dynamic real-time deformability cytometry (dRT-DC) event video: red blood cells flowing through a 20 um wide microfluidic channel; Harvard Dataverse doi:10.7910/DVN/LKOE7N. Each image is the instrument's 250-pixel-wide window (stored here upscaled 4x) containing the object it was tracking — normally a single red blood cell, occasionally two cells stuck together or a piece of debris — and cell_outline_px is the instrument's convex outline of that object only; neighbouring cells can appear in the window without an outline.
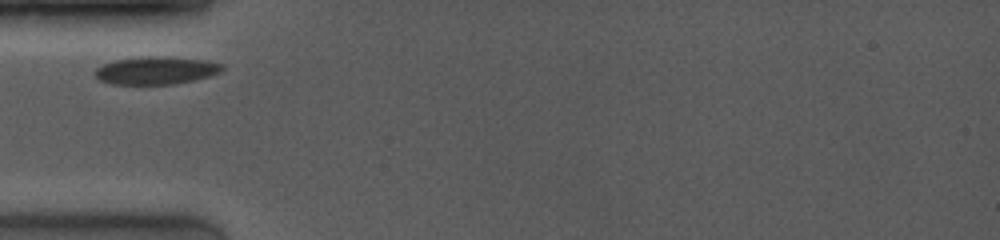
{"species": "common noctule bat (a hibernating species)", "species_latin": "Nyctalus noctula", "temperature_condition": "room temperature", "stored_images_in_passage": 29, "camera_frame_rate_fps": 4000, "um_per_image_px": 0.085, "animal": {"sex": "female", "body_mass_g": 19.0, "forearm_length_mm": 53.3}, "frame": {"image": 1, "passage_image": 1, "time_ms": 0.0, "image_size_px": [1000, 240], "cell_outline_px": [[224, 68], [220, 72], [208, 76], [192, 80], [172, 84], [112, 84], [100, 80], [96, 76], [96, 68], [104, 64], [116, 60], [140, 56], [160, 56], [204, 60], [224, 64]], "centroid_in_image_um": [13.26, 5.98], "position_along_channel_um": 71.7, "area_um2": 20.35}}
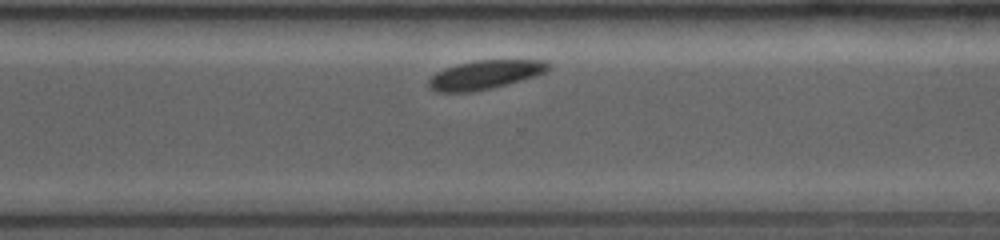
{"frame": {"image": 2, "passage_image": 22, "time_ms": 6.75, "image_size_px": [1000, 240], "cell_outline_px": [[548, 68], [544, 72], [508, 84], [492, 88], [472, 92], [436, 92], [428, 88], [428, 80], [436, 72], [444, 68], [456, 64], [476, 60], [544, 60], [548, 64]], "centroid_in_image_um": [41.13, 6.36], "position_along_channel_um": 329.5, "area_um2": 20.0}}
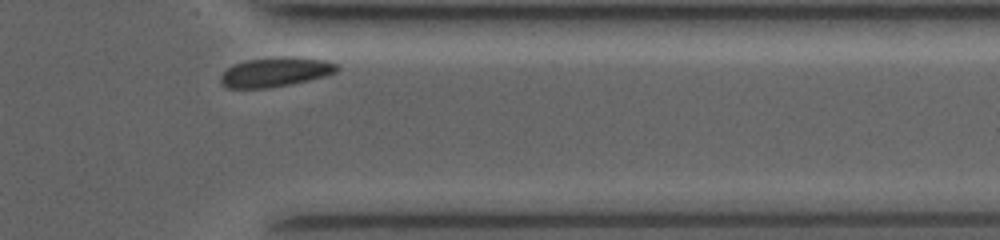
{"frame": {"image": 3, "passage_image": 27, "time_ms": 8.25, "image_size_px": [1000, 240], "cell_outline_px": [[340, 68], [336, 72], [324, 76], [308, 80], [268, 88], [224, 88], [220, 84], [220, 76], [228, 68], [236, 64], [248, 60], [288, 56], [292, 56], [328, 60], [336, 64]], "centroid_in_image_um": [23.42, 6.12], "position_along_channel_um": 388.0, "area_um2": 19.88}}